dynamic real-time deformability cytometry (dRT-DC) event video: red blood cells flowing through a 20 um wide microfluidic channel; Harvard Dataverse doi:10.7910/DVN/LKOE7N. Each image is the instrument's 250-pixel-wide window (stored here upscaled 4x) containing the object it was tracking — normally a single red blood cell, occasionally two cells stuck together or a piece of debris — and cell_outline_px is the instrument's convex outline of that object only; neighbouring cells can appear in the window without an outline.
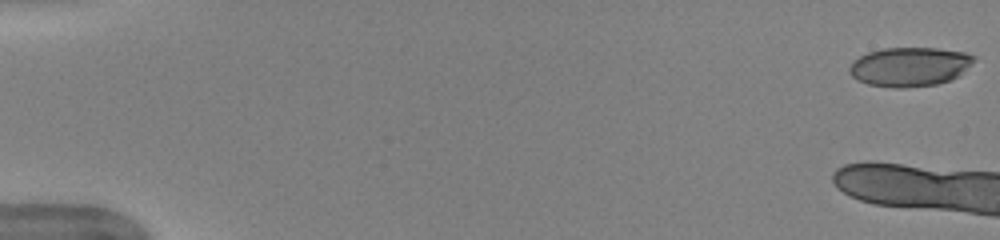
{"species": "human", "species_latin": "Homo sapiens", "temperature_condition": "warm", "stored_images_in_passage": 6, "camera_frame_rate_fps": 3000, "um_per_image_px": 0.085, "donor": {"sex": "female"}, "frame": {"image": 1, "passage_image": 1, "time_ms": 0.0, "image_size_px": [1000, 240], "cell_outline_px": [[976, 56], [960, 76], [936, 84], [900, 88], [892, 88], [868, 84], [856, 80], [848, 72], [848, 68], [852, 60], [868, 52], [884, 48], [936, 48], [964, 52]], "centroid_in_image_um": [77.27, 5.67], "position_along_channel_um": 7.7, "area_um2": 28.44}}